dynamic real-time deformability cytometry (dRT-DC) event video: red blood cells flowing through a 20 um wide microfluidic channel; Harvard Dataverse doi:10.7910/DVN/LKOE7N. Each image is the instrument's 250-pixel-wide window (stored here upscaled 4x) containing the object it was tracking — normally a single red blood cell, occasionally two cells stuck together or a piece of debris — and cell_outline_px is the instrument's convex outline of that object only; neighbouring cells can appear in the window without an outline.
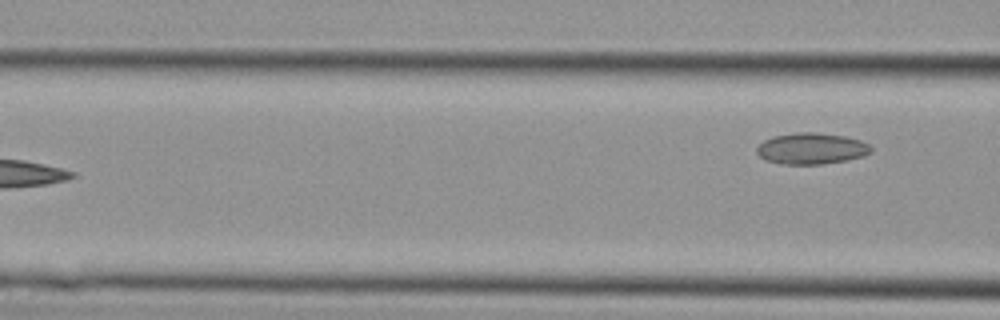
{"species": "Egyptian fruit bat (a non-hibernating species)", "species_latin": "Rousettus aegyptiacus", "temperature_condition": "cold", "stored_images_in_passage": 5, "camera_frame_rate_fps": 3000, "um_per_image_px": 0.085, "animal": {"sex": "female"}, "frame": {"image": 1, "passage_image": 5, "time_ms": 1.333, "image_size_px": [1000, 320], "cell_outline_px": [[872, 152], [864, 156], [848, 160], [820, 164], [780, 164], [764, 160], [756, 152], [756, 148], [764, 140], [772, 136], [796, 132], [816, 132], [844, 136], [860, 140], [868, 144], [872, 148]], "centroid_in_image_um": [68.96, 12.63], "position_along_channel_um": 97.6, "area_um2": 20.98}}